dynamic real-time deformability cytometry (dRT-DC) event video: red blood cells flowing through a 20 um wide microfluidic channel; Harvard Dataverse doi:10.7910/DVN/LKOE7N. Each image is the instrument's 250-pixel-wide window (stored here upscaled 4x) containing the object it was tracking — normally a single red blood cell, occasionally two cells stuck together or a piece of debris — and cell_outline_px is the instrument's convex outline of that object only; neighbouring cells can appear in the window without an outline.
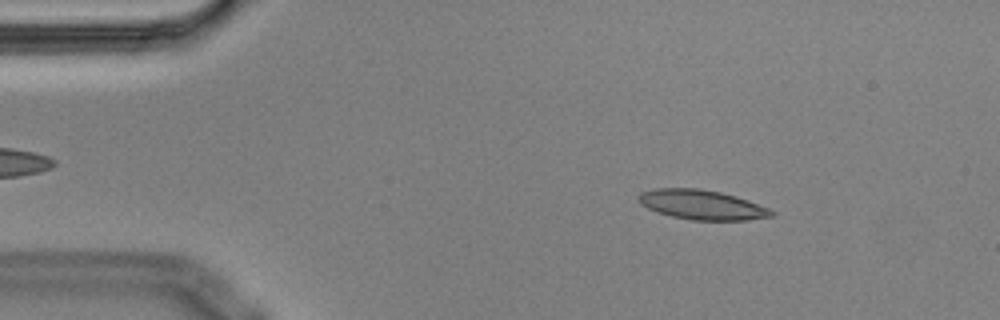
{"species": "Egyptian fruit bat (a non-hibernating species)", "species_latin": "Rousettus aegyptiacus", "temperature_condition": "cold", "stored_images_in_passage": 5, "camera_frame_rate_fps": 3000, "um_per_image_px": 0.085, "animal": {"sex": "male"}, "frame": {"image": 1, "passage_image": 2, "time_ms": 0.333, "image_size_px": [1000, 320], "cell_outline_px": [[776, 212], [772, 216], [748, 220], [692, 220], [672, 216], [648, 208], [640, 204], [636, 196], [640, 192], [656, 188], [700, 188], [720, 192], [736, 196], [748, 200], [768, 208]], "centroid_in_image_um": [59.65, 17.39], "position_along_channel_um": 25.4, "area_um2": 22.95}}